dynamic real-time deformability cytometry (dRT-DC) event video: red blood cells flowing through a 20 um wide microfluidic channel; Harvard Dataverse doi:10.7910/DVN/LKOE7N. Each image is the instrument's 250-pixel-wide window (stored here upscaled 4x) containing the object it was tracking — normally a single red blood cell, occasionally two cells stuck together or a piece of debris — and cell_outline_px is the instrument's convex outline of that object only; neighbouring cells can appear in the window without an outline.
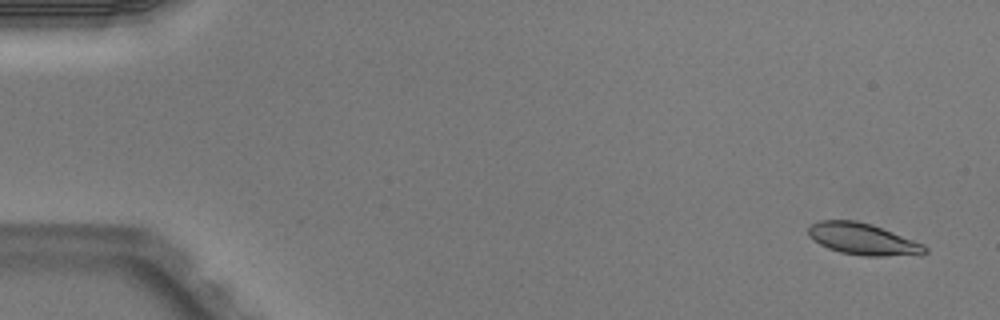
{"species": "Egyptian fruit bat (a non-hibernating species)", "species_latin": "Rousettus aegyptiacus", "temperature_condition": "warm", "stored_images_in_passage": 6, "camera_frame_rate_fps": 3000, "um_per_image_px": 0.085, "animal": {"sex": "male"}, "frame": {"image": 1, "passage_image": 1, "time_ms": 0.0, "image_size_px": [1000, 320], "cell_outline_px": [[928, 252], [920, 256], [864, 256], [840, 252], [828, 248], [820, 244], [808, 236], [808, 228], [812, 224], [820, 220], [856, 220], [872, 224], [924, 244], [928, 248]], "centroid_in_image_um": [73.4, 20.34], "position_along_channel_um": 11.6, "area_um2": 21.73}}
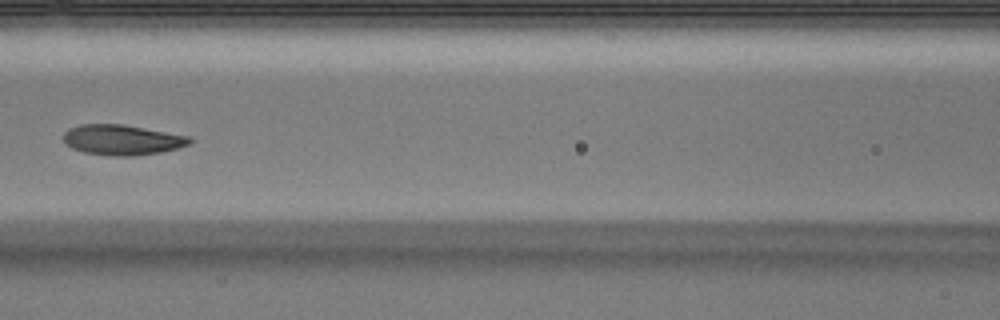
{"frame": {"image": 2, "passage_image": 6, "time_ms": 1.667, "image_size_px": [1000, 320], "cell_outline_px": [[196, 140], [192, 144], [180, 148], [160, 152], [136, 156], [108, 156], [84, 152], [72, 148], [64, 144], [64, 132], [68, 128], [80, 124], [120, 124], [144, 128], [188, 136]], "centroid_in_image_um": [10.4, 11.9], "position_along_channel_um": 156.2, "area_um2": 22.54}}